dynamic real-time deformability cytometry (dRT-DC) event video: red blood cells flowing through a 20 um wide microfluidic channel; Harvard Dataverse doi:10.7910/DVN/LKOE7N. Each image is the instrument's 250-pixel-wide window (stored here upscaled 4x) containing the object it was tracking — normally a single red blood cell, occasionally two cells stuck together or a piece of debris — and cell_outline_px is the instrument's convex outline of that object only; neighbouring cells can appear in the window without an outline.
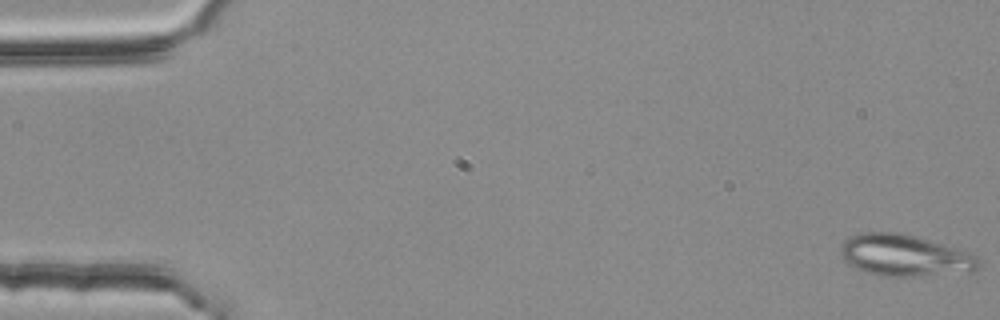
{"species": "common noctule bat (a hibernating species)", "species_latin": "Nyctalus noctula", "temperature_condition": "room temperature", "stored_images_in_passage": 54, "segment_of_instrument_passage": [1, 2], "camera_frame_rate_fps": 3000, "um_per_image_px": 0.085, "animal": {"sex": "female", "body_mass_g": 25.1}, "frame": {"image": 1, "passage_image": 1, "time_ms": 0.0, "image_size_px": [1000, 320], "cell_outline_px": [[980, 268], [972, 272], [912, 276], [880, 276], [856, 268], [844, 260], [840, 256], [840, 248], [844, 240], [848, 236], [860, 232], [900, 232], [956, 248], [976, 256], [980, 260]], "centroid_in_image_um": [76.87, 21.71], "position_along_channel_um": 8.1, "area_um2": 33.47}}